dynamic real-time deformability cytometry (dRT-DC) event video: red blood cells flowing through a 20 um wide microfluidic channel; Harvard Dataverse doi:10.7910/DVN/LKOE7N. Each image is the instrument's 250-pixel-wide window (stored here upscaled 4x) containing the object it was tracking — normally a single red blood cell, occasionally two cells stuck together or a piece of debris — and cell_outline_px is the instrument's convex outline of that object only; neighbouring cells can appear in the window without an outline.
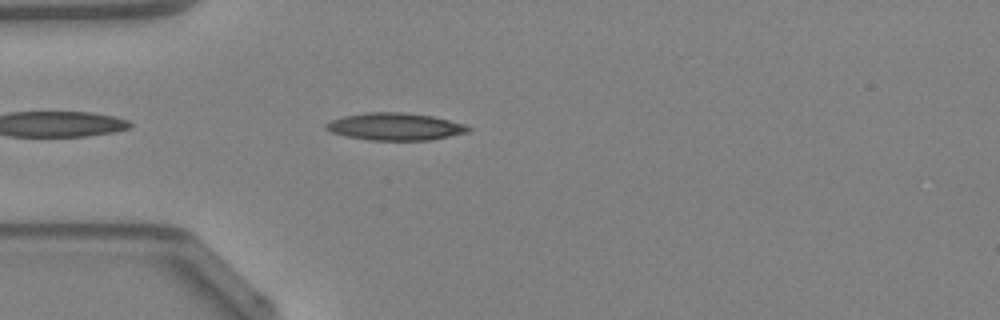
{"species": "Egyptian fruit bat (a non-hibernating species)", "species_latin": "Rousettus aegyptiacus", "temperature_condition": "warm", "stored_images_in_passage": 15, "camera_frame_rate_fps": 3000, "um_per_image_px": 0.085, "animal": {"sex": "female"}, "frame": {"image": 1, "passage_image": 3, "time_ms": 0.667, "image_size_px": [1000, 320], "cell_outline_px": [[472, 128], [468, 132], [428, 140], [368, 140], [344, 136], [332, 132], [324, 128], [324, 124], [332, 120], [344, 116], [364, 112], [404, 112], [432, 116], [464, 124]], "centroid_in_image_um": [33.54, 10.76], "position_along_channel_um": 51.5, "area_um2": 22.6}}
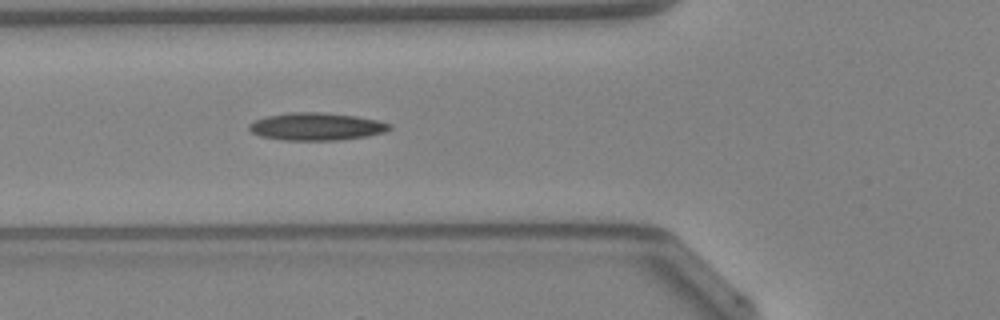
{"frame": {"image": 2, "passage_image": 7, "time_ms": 2.0, "image_size_px": [1000, 320], "cell_outline_px": [[392, 128], [384, 132], [368, 136], [336, 140], [284, 140], [260, 136], [252, 132], [248, 128], [248, 124], [264, 116], [288, 112], [320, 112], [356, 116], [376, 120], [392, 124]], "centroid_in_image_um": [26.88, 10.75], "position_along_channel_um": 98.9, "area_um2": 22.6}}